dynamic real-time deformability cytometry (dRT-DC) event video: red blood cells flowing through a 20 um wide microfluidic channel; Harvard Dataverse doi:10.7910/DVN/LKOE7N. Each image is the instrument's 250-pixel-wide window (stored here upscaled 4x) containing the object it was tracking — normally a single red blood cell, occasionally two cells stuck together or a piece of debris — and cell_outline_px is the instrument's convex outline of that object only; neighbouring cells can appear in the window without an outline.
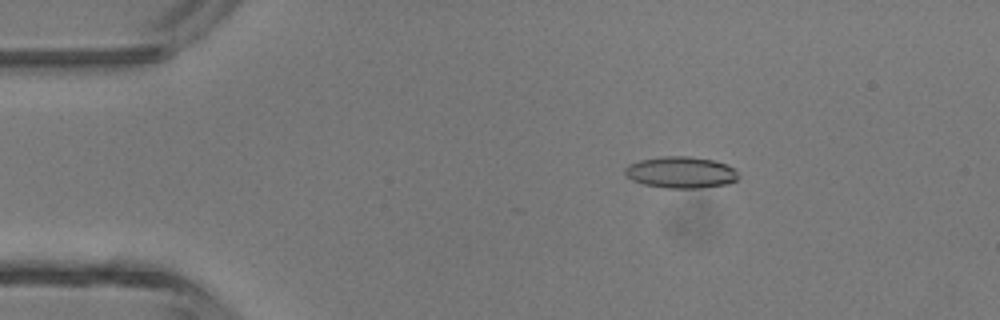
{"species": "common noctule bat (a hibernating species)", "species_latin": "Nyctalus noctula", "temperature_condition": "room temperature", "stored_images_in_passage": 36, "camera_frame_rate_fps": 3000, "um_per_image_px": 0.085, "animal": {"sex": "male", "body_mass_g": 13.3}, "frame": {"image": 1, "passage_image": 7, "time_ms": 2.0, "image_size_px": [1000, 320], "cell_outline_px": [[740, 176], [736, 180], [728, 184], [700, 188], [668, 188], [644, 184], [632, 180], [624, 172], [624, 168], [628, 164], [640, 160], [664, 156], [688, 156], [712, 160], [724, 164], [732, 168]], "centroid_in_image_um": [57.86, 14.65], "position_along_channel_um": 27.1, "area_um2": 20.69}}
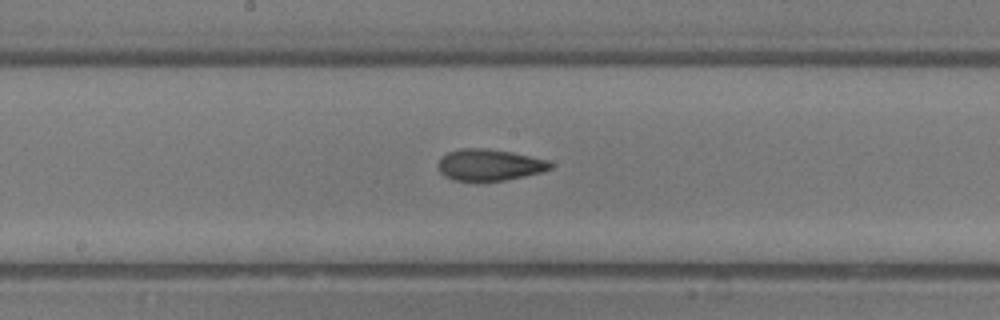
{"frame": {"image": 2, "passage_image": 23, "time_ms": 7.333, "image_size_px": [1000, 320], "cell_outline_px": [[552, 168], [540, 172], [524, 176], [504, 180], [452, 180], [444, 176], [440, 172], [440, 160], [448, 152], [460, 148], [488, 148], [512, 152], [548, 160], [552, 164]], "centroid_in_image_um": [41.62, 14.0], "position_along_channel_um": 206.6, "area_um2": 20.29}}
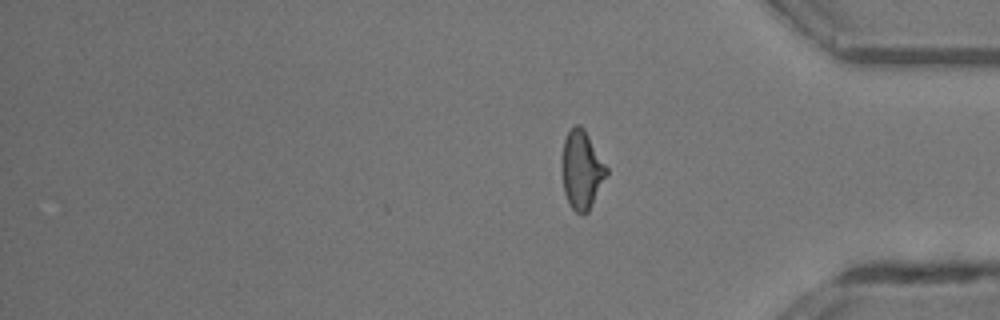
{"frame": {"image": 3, "passage_image": 36, "time_ms": 11.667, "image_size_px": [1000, 320], "cell_outline_px": [[608, 172], [588, 212], [584, 216], [580, 216], [568, 204], [564, 192], [564, 140], [568, 132], [576, 124], [580, 124], [584, 128], [608, 168]], "centroid_in_image_um": [49.48, 14.47], "position_along_channel_um": 385.7, "area_um2": 19.88}, "authors_computed_cell_mechanics": {"area_um2": 20.2589, "velocity_mm_per_s": 4.5158, "shape_relaxation_time_tau1_ms": 6.9404, "shape_relaxation_time_tau2_ms": 2.377, "deformation_change_tau1": 0.2149, "deformation_change_tau2": 0.0919}}